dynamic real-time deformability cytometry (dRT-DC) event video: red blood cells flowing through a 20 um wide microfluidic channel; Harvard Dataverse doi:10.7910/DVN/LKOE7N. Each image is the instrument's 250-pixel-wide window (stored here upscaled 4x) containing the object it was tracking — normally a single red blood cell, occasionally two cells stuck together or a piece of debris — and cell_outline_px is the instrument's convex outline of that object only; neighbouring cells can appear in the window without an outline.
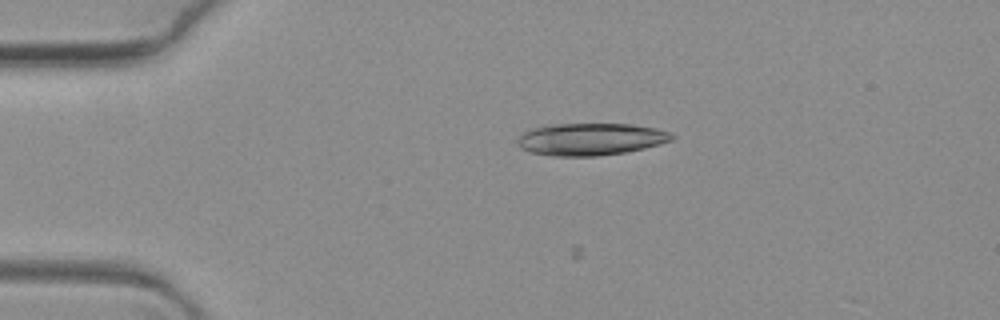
{"species": "common noctule bat (a hibernating species)", "species_latin": "Nyctalus noctula", "temperature_condition": "warm", "stored_images_in_passage": 6, "camera_frame_rate_fps": 3000, "um_per_image_px": 0.085, "animal": {"sex": "female", "body_mass_g": 19.3, "forearm_length_mm": 54.1}, "frame": {"image": 1, "passage_image": 4, "time_ms": 1.0, "image_size_px": [1000, 320], "cell_outline_px": [[676, 136], [672, 140], [660, 144], [644, 148], [624, 152], [596, 156], [552, 156], [528, 152], [520, 148], [516, 140], [524, 132], [532, 128], [548, 124], [632, 124], [656, 128], [668, 132]], "centroid_in_image_um": [50.17, 11.83], "position_along_channel_um": 34.8, "area_um2": 29.07}}